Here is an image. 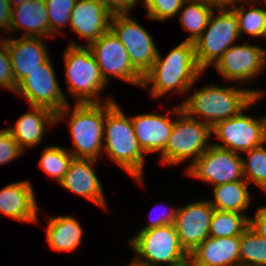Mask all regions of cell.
Returning a JSON list of instances; mask_svg holds the SVG:
<instances>
[{
	"label": "cell",
	"instance_id": "24",
	"mask_svg": "<svg viewBox=\"0 0 266 266\" xmlns=\"http://www.w3.org/2000/svg\"><path fill=\"white\" fill-rule=\"evenodd\" d=\"M47 226L46 240L53 250L71 252L79 248L83 230L73 216L51 217Z\"/></svg>",
	"mask_w": 266,
	"mask_h": 266
},
{
	"label": "cell",
	"instance_id": "4",
	"mask_svg": "<svg viewBox=\"0 0 266 266\" xmlns=\"http://www.w3.org/2000/svg\"><path fill=\"white\" fill-rule=\"evenodd\" d=\"M173 111V112H172ZM170 113L177 115L167 145L160 154L164 165H175L187 161L194 163L211 145V127L197 118L188 116L181 105ZM210 143V144H209Z\"/></svg>",
	"mask_w": 266,
	"mask_h": 266
},
{
	"label": "cell",
	"instance_id": "37",
	"mask_svg": "<svg viewBox=\"0 0 266 266\" xmlns=\"http://www.w3.org/2000/svg\"><path fill=\"white\" fill-rule=\"evenodd\" d=\"M253 218L249 219V227L256 234L266 239V206L259 207Z\"/></svg>",
	"mask_w": 266,
	"mask_h": 266
},
{
	"label": "cell",
	"instance_id": "16",
	"mask_svg": "<svg viewBox=\"0 0 266 266\" xmlns=\"http://www.w3.org/2000/svg\"><path fill=\"white\" fill-rule=\"evenodd\" d=\"M112 15L100 0H76L69 24L88 46L110 30Z\"/></svg>",
	"mask_w": 266,
	"mask_h": 266
},
{
	"label": "cell",
	"instance_id": "22",
	"mask_svg": "<svg viewBox=\"0 0 266 266\" xmlns=\"http://www.w3.org/2000/svg\"><path fill=\"white\" fill-rule=\"evenodd\" d=\"M30 109L32 112L23 114L14 127L6 128L23 151L42 142L46 125L57 124V115L52 110L36 106Z\"/></svg>",
	"mask_w": 266,
	"mask_h": 266
},
{
	"label": "cell",
	"instance_id": "40",
	"mask_svg": "<svg viewBox=\"0 0 266 266\" xmlns=\"http://www.w3.org/2000/svg\"><path fill=\"white\" fill-rule=\"evenodd\" d=\"M199 1L209 4L215 8L230 7V0H199Z\"/></svg>",
	"mask_w": 266,
	"mask_h": 266
},
{
	"label": "cell",
	"instance_id": "45",
	"mask_svg": "<svg viewBox=\"0 0 266 266\" xmlns=\"http://www.w3.org/2000/svg\"><path fill=\"white\" fill-rule=\"evenodd\" d=\"M181 266H194V265L190 261H188V262L184 263Z\"/></svg>",
	"mask_w": 266,
	"mask_h": 266
},
{
	"label": "cell",
	"instance_id": "42",
	"mask_svg": "<svg viewBox=\"0 0 266 266\" xmlns=\"http://www.w3.org/2000/svg\"><path fill=\"white\" fill-rule=\"evenodd\" d=\"M256 0H230V7L232 6V5H234L236 2H238V3H242V2H246V3H254Z\"/></svg>",
	"mask_w": 266,
	"mask_h": 266
},
{
	"label": "cell",
	"instance_id": "34",
	"mask_svg": "<svg viewBox=\"0 0 266 266\" xmlns=\"http://www.w3.org/2000/svg\"><path fill=\"white\" fill-rule=\"evenodd\" d=\"M1 87L13 92L17 89L12 73L11 58L7 48L6 37L0 38V88Z\"/></svg>",
	"mask_w": 266,
	"mask_h": 266
},
{
	"label": "cell",
	"instance_id": "35",
	"mask_svg": "<svg viewBox=\"0 0 266 266\" xmlns=\"http://www.w3.org/2000/svg\"><path fill=\"white\" fill-rule=\"evenodd\" d=\"M22 154L24 151L12 134L6 128L0 130V165L11 162Z\"/></svg>",
	"mask_w": 266,
	"mask_h": 266
},
{
	"label": "cell",
	"instance_id": "33",
	"mask_svg": "<svg viewBox=\"0 0 266 266\" xmlns=\"http://www.w3.org/2000/svg\"><path fill=\"white\" fill-rule=\"evenodd\" d=\"M152 20L166 21L179 14L185 0H141Z\"/></svg>",
	"mask_w": 266,
	"mask_h": 266
},
{
	"label": "cell",
	"instance_id": "39",
	"mask_svg": "<svg viewBox=\"0 0 266 266\" xmlns=\"http://www.w3.org/2000/svg\"><path fill=\"white\" fill-rule=\"evenodd\" d=\"M12 8L8 0H0V29L9 34Z\"/></svg>",
	"mask_w": 266,
	"mask_h": 266
},
{
	"label": "cell",
	"instance_id": "11",
	"mask_svg": "<svg viewBox=\"0 0 266 266\" xmlns=\"http://www.w3.org/2000/svg\"><path fill=\"white\" fill-rule=\"evenodd\" d=\"M242 159L240 154L211 143L206 151L187 167L186 171L191 177L212 186L245 181Z\"/></svg>",
	"mask_w": 266,
	"mask_h": 266
},
{
	"label": "cell",
	"instance_id": "5",
	"mask_svg": "<svg viewBox=\"0 0 266 266\" xmlns=\"http://www.w3.org/2000/svg\"><path fill=\"white\" fill-rule=\"evenodd\" d=\"M63 53L68 92L76 103H103L100 92L107 84L88 46L71 42Z\"/></svg>",
	"mask_w": 266,
	"mask_h": 266
},
{
	"label": "cell",
	"instance_id": "29",
	"mask_svg": "<svg viewBox=\"0 0 266 266\" xmlns=\"http://www.w3.org/2000/svg\"><path fill=\"white\" fill-rule=\"evenodd\" d=\"M72 159L73 155L68 149L52 145L41 153L39 167L59 183L68 171Z\"/></svg>",
	"mask_w": 266,
	"mask_h": 266
},
{
	"label": "cell",
	"instance_id": "10",
	"mask_svg": "<svg viewBox=\"0 0 266 266\" xmlns=\"http://www.w3.org/2000/svg\"><path fill=\"white\" fill-rule=\"evenodd\" d=\"M129 13H113L110 30L126 48L133 68L143 77L153 66L158 49L151 36Z\"/></svg>",
	"mask_w": 266,
	"mask_h": 266
},
{
	"label": "cell",
	"instance_id": "13",
	"mask_svg": "<svg viewBox=\"0 0 266 266\" xmlns=\"http://www.w3.org/2000/svg\"><path fill=\"white\" fill-rule=\"evenodd\" d=\"M101 75L108 84L109 75L141 87L143 77L133 68L126 48L111 30L88 45Z\"/></svg>",
	"mask_w": 266,
	"mask_h": 266
},
{
	"label": "cell",
	"instance_id": "32",
	"mask_svg": "<svg viewBox=\"0 0 266 266\" xmlns=\"http://www.w3.org/2000/svg\"><path fill=\"white\" fill-rule=\"evenodd\" d=\"M49 19V36L58 34L62 27L69 24L76 0H44Z\"/></svg>",
	"mask_w": 266,
	"mask_h": 266
},
{
	"label": "cell",
	"instance_id": "9",
	"mask_svg": "<svg viewBox=\"0 0 266 266\" xmlns=\"http://www.w3.org/2000/svg\"><path fill=\"white\" fill-rule=\"evenodd\" d=\"M15 93L26 97L29 106L52 110L57 115V123L71 108L57 81L50 57L17 85Z\"/></svg>",
	"mask_w": 266,
	"mask_h": 266
},
{
	"label": "cell",
	"instance_id": "44",
	"mask_svg": "<svg viewBox=\"0 0 266 266\" xmlns=\"http://www.w3.org/2000/svg\"><path fill=\"white\" fill-rule=\"evenodd\" d=\"M264 119V131H265V143H266V116L263 117Z\"/></svg>",
	"mask_w": 266,
	"mask_h": 266
},
{
	"label": "cell",
	"instance_id": "19",
	"mask_svg": "<svg viewBox=\"0 0 266 266\" xmlns=\"http://www.w3.org/2000/svg\"><path fill=\"white\" fill-rule=\"evenodd\" d=\"M169 114L147 113L131 117L138 144L144 153L161 154L165 149L174 126V119Z\"/></svg>",
	"mask_w": 266,
	"mask_h": 266
},
{
	"label": "cell",
	"instance_id": "20",
	"mask_svg": "<svg viewBox=\"0 0 266 266\" xmlns=\"http://www.w3.org/2000/svg\"><path fill=\"white\" fill-rule=\"evenodd\" d=\"M29 181L9 184L0 190V215L20 222H37L38 212L35 193Z\"/></svg>",
	"mask_w": 266,
	"mask_h": 266
},
{
	"label": "cell",
	"instance_id": "23",
	"mask_svg": "<svg viewBox=\"0 0 266 266\" xmlns=\"http://www.w3.org/2000/svg\"><path fill=\"white\" fill-rule=\"evenodd\" d=\"M20 28L25 30L23 36L49 37V19L44 0H29L12 8L9 33L18 32Z\"/></svg>",
	"mask_w": 266,
	"mask_h": 266
},
{
	"label": "cell",
	"instance_id": "41",
	"mask_svg": "<svg viewBox=\"0 0 266 266\" xmlns=\"http://www.w3.org/2000/svg\"><path fill=\"white\" fill-rule=\"evenodd\" d=\"M29 1V0H8L9 5L11 6V8H14L18 5H21L22 3Z\"/></svg>",
	"mask_w": 266,
	"mask_h": 266
},
{
	"label": "cell",
	"instance_id": "27",
	"mask_svg": "<svg viewBox=\"0 0 266 266\" xmlns=\"http://www.w3.org/2000/svg\"><path fill=\"white\" fill-rule=\"evenodd\" d=\"M249 219L242 213L214 209L209 227V236L216 238L241 236L249 227Z\"/></svg>",
	"mask_w": 266,
	"mask_h": 266
},
{
	"label": "cell",
	"instance_id": "25",
	"mask_svg": "<svg viewBox=\"0 0 266 266\" xmlns=\"http://www.w3.org/2000/svg\"><path fill=\"white\" fill-rule=\"evenodd\" d=\"M249 184L246 181L213 186V198L208 200L215 210L242 213L250 206Z\"/></svg>",
	"mask_w": 266,
	"mask_h": 266
},
{
	"label": "cell",
	"instance_id": "14",
	"mask_svg": "<svg viewBox=\"0 0 266 266\" xmlns=\"http://www.w3.org/2000/svg\"><path fill=\"white\" fill-rule=\"evenodd\" d=\"M265 51L258 45H232L214 64L225 80L248 81L266 69Z\"/></svg>",
	"mask_w": 266,
	"mask_h": 266
},
{
	"label": "cell",
	"instance_id": "1",
	"mask_svg": "<svg viewBox=\"0 0 266 266\" xmlns=\"http://www.w3.org/2000/svg\"><path fill=\"white\" fill-rule=\"evenodd\" d=\"M203 71L195 59L194 43L182 41L165 58L159 51L151 69L143 76L142 86L149 88L152 97L159 98L171 92L186 93L193 87Z\"/></svg>",
	"mask_w": 266,
	"mask_h": 266
},
{
	"label": "cell",
	"instance_id": "26",
	"mask_svg": "<svg viewBox=\"0 0 266 266\" xmlns=\"http://www.w3.org/2000/svg\"><path fill=\"white\" fill-rule=\"evenodd\" d=\"M213 9L216 11L215 7L199 0H185L181 8L182 11H179V14L181 12L179 21L190 35L183 41L194 43L202 35Z\"/></svg>",
	"mask_w": 266,
	"mask_h": 266
},
{
	"label": "cell",
	"instance_id": "30",
	"mask_svg": "<svg viewBox=\"0 0 266 266\" xmlns=\"http://www.w3.org/2000/svg\"><path fill=\"white\" fill-rule=\"evenodd\" d=\"M246 2H242L241 5H232L239 19V34L246 33L252 37H264L265 38V9L257 8L256 5H252L249 10H245Z\"/></svg>",
	"mask_w": 266,
	"mask_h": 266
},
{
	"label": "cell",
	"instance_id": "43",
	"mask_svg": "<svg viewBox=\"0 0 266 266\" xmlns=\"http://www.w3.org/2000/svg\"><path fill=\"white\" fill-rule=\"evenodd\" d=\"M127 266H145V265H142V264H139V263H137V262H135L134 260H133V262H131L129 265H127Z\"/></svg>",
	"mask_w": 266,
	"mask_h": 266
},
{
	"label": "cell",
	"instance_id": "36",
	"mask_svg": "<svg viewBox=\"0 0 266 266\" xmlns=\"http://www.w3.org/2000/svg\"><path fill=\"white\" fill-rule=\"evenodd\" d=\"M176 215H177V209L171 208L170 211H166L165 213L163 212L160 215H156V217L154 218L150 216V218L152 217L150 219L151 221L148 223L147 226L142 228L140 231L149 230L152 228H157L165 225H173L175 223Z\"/></svg>",
	"mask_w": 266,
	"mask_h": 266
},
{
	"label": "cell",
	"instance_id": "3",
	"mask_svg": "<svg viewBox=\"0 0 266 266\" xmlns=\"http://www.w3.org/2000/svg\"><path fill=\"white\" fill-rule=\"evenodd\" d=\"M262 91L209 84L197 89L182 102V110L190 117L200 119L211 128L218 122L239 114L250 108L262 97Z\"/></svg>",
	"mask_w": 266,
	"mask_h": 266
},
{
	"label": "cell",
	"instance_id": "7",
	"mask_svg": "<svg viewBox=\"0 0 266 266\" xmlns=\"http://www.w3.org/2000/svg\"><path fill=\"white\" fill-rule=\"evenodd\" d=\"M72 109L68 119L74 148L68 151L75 158L97 160L103 150L105 104L76 103Z\"/></svg>",
	"mask_w": 266,
	"mask_h": 266
},
{
	"label": "cell",
	"instance_id": "18",
	"mask_svg": "<svg viewBox=\"0 0 266 266\" xmlns=\"http://www.w3.org/2000/svg\"><path fill=\"white\" fill-rule=\"evenodd\" d=\"M42 40L44 38L29 36H22L20 39L6 38L16 85L50 57Z\"/></svg>",
	"mask_w": 266,
	"mask_h": 266
},
{
	"label": "cell",
	"instance_id": "2",
	"mask_svg": "<svg viewBox=\"0 0 266 266\" xmlns=\"http://www.w3.org/2000/svg\"><path fill=\"white\" fill-rule=\"evenodd\" d=\"M103 142L107 157L141 183L145 153L138 144L131 117H126L112 98L105 100Z\"/></svg>",
	"mask_w": 266,
	"mask_h": 266
},
{
	"label": "cell",
	"instance_id": "28",
	"mask_svg": "<svg viewBox=\"0 0 266 266\" xmlns=\"http://www.w3.org/2000/svg\"><path fill=\"white\" fill-rule=\"evenodd\" d=\"M240 264L266 266V239L256 234L250 227L241 235Z\"/></svg>",
	"mask_w": 266,
	"mask_h": 266
},
{
	"label": "cell",
	"instance_id": "6",
	"mask_svg": "<svg viewBox=\"0 0 266 266\" xmlns=\"http://www.w3.org/2000/svg\"><path fill=\"white\" fill-rule=\"evenodd\" d=\"M129 242L136 253L133 260L145 266H181L189 261L174 224L139 231Z\"/></svg>",
	"mask_w": 266,
	"mask_h": 266
},
{
	"label": "cell",
	"instance_id": "12",
	"mask_svg": "<svg viewBox=\"0 0 266 266\" xmlns=\"http://www.w3.org/2000/svg\"><path fill=\"white\" fill-rule=\"evenodd\" d=\"M244 110L239 114L216 123L212 135L223 143H212L215 146L228 149L234 153L247 152L265 144L263 117L255 119L245 115ZM214 133V134H213Z\"/></svg>",
	"mask_w": 266,
	"mask_h": 266
},
{
	"label": "cell",
	"instance_id": "17",
	"mask_svg": "<svg viewBox=\"0 0 266 266\" xmlns=\"http://www.w3.org/2000/svg\"><path fill=\"white\" fill-rule=\"evenodd\" d=\"M97 160L73 157L68 171L59 182L65 189L89 199L95 205L107 209L102 185L93 170Z\"/></svg>",
	"mask_w": 266,
	"mask_h": 266
},
{
	"label": "cell",
	"instance_id": "31",
	"mask_svg": "<svg viewBox=\"0 0 266 266\" xmlns=\"http://www.w3.org/2000/svg\"><path fill=\"white\" fill-rule=\"evenodd\" d=\"M244 153L248 156L246 161L242 159L245 181L248 184L254 182L266 191V148L264 144Z\"/></svg>",
	"mask_w": 266,
	"mask_h": 266
},
{
	"label": "cell",
	"instance_id": "38",
	"mask_svg": "<svg viewBox=\"0 0 266 266\" xmlns=\"http://www.w3.org/2000/svg\"><path fill=\"white\" fill-rule=\"evenodd\" d=\"M112 13H129L138 0H100Z\"/></svg>",
	"mask_w": 266,
	"mask_h": 266
},
{
	"label": "cell",
	"instance_id": "8",
	"mask_svg": "<svg viewBox=\"0 0 266 266\" xmlns=\"http://www.w3.org/2000/svg\"><path fill=\"white\" fill-rule=\"evenodd\" d=\"M216 10L219 13L215 16L213 11L202 35L194 42L195 59L203 72L240 38L239 19L234 10L231 7Z\"/></svg>",
	"mask_w": 266,
	"mask_h": 266
},
{
	"label": "cell",
	"instance_id": "46",
	"mask_svg": "<svg viewBox=\"0 0 266 266\" xmlns=\"http://www.w3.org/2000/svg\"><path fill=\"white\" fill-rule=\"evenodd\" d=\"M265 38H266V9H265Z\"/></svg>",
	"mask_w": 266,
	"mask_h": 266
},
{
	"label": "cell",
	"instance_id": "21",
	"mask_svg": "<svg viewBox=\"0 0 266 266\" xmlns=\"http://www.w3.org/2000/svg\"><path fill=\"white\" fill-rule=\"evenodd\" d=\"M241 236L208 237L190 254L194 266H236L240 264Z\"/></svg>",
	"mask_w": 266,
	"mask_h": 266
},
{
	"label": "cell",
	"instance_id": "15",
	"mask_svg": "<svg viewBox=\"0 0 266 266\" xmlns=\"http://www.w3.org/2000/svg\"><path fill=\"white\" fill-rule=\"evenodd\" d=\"M214 208L208 200L192 202L177 208L174 226L179 242L190 254L209 237V227Z\"/></svg>",
	"mask_w": 266,
	"mask_h": 266
}]
</instances>
